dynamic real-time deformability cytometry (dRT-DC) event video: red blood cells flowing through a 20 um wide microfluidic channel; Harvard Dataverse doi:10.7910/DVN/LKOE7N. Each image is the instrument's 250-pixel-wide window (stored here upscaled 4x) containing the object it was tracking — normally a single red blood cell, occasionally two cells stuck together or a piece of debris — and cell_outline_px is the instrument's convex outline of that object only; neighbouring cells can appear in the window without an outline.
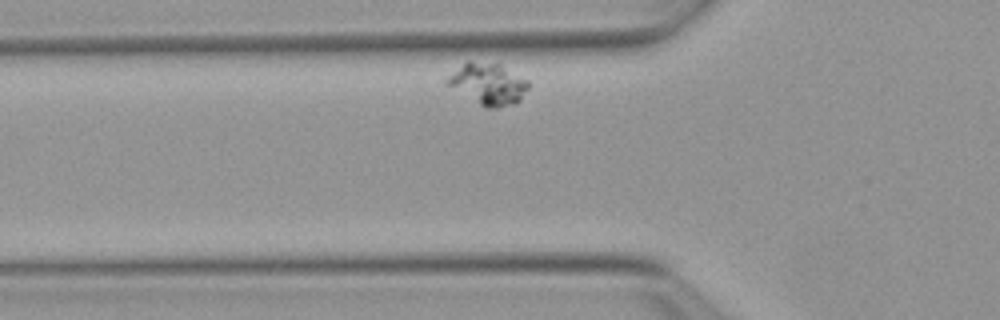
{"species": "Egyptian fruit bat (a non-hibernating species)", "species_latin": "Rousettus aegyptiacus", "temperature_condition": "warm", "stored_images_in_passage": 31, "camera_frame_rate_fps": 3000, "um_per_image_px": 0.085, "animal": {"sex": "female"}, "frame": {"image": 1, "passage_image": 9, "time_ms": 2.667, "image_size_px": [1000, 320], "cell_outline_px": [[528, 88], [520, 100], [512, 104], [496, 108], [484, 108], [444, 84], [444, 80], [448, 76], [468, 60], [500, 64], [528, 80]], "centroid_in_image_um": [41.45, 7.14], "position_along_channel_um": 84.3, "area_um2": 19.71}}
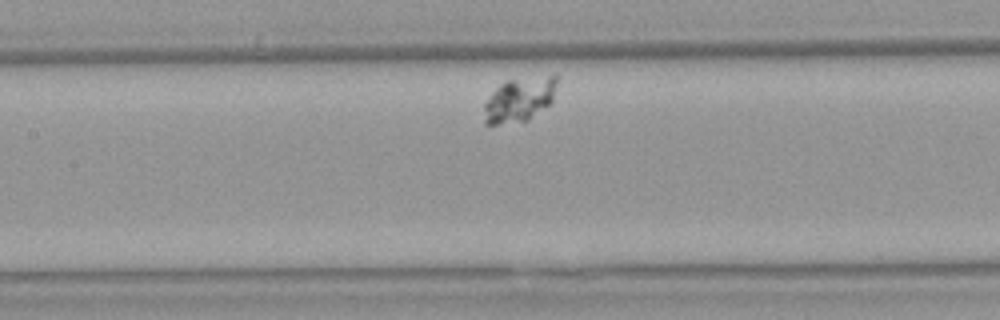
{"frame": {"image": 2, "passage_image": 17, "time_ms": 5.333, "image_size_px": [1000, 320], "cell_outline_px": [[556, 84], [552, 100], [548, 104], [528, 120], [496, 124], [484, 124], [484, 104], [492, 92], [504, 80], [548, 76], [556, 76]], "centroid_in_image_um": [44.1, 8.46], "position_along_channel_um": 163.3, "area_um2": 18.44}}
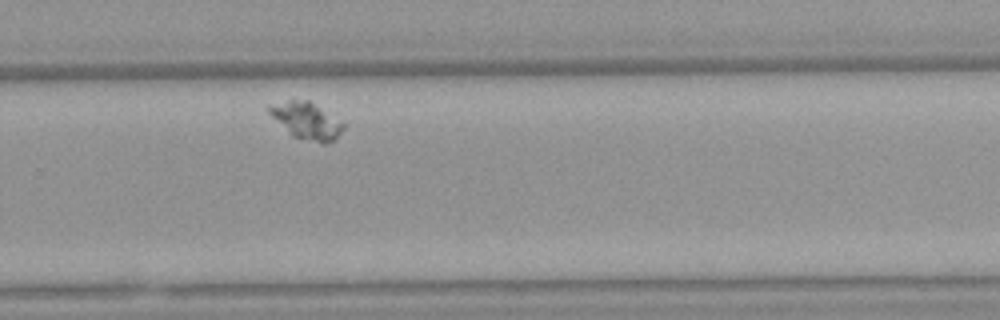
{"frame": {"image": 3, "passage_image": 30, "time_ms": 9.667, "image_size_px": [1000, 320], "cell_outline_px": [[344, 128], [336, 140], [324, 144], [320, 144], [292, 136], [268, 112], [268, 104], [288, 100], [308, 100], [344, 124]], "centroid_in_image_um": [26.04, 10.28], "position_along_channel_um": 303.8, "area_um2": 15.72}}